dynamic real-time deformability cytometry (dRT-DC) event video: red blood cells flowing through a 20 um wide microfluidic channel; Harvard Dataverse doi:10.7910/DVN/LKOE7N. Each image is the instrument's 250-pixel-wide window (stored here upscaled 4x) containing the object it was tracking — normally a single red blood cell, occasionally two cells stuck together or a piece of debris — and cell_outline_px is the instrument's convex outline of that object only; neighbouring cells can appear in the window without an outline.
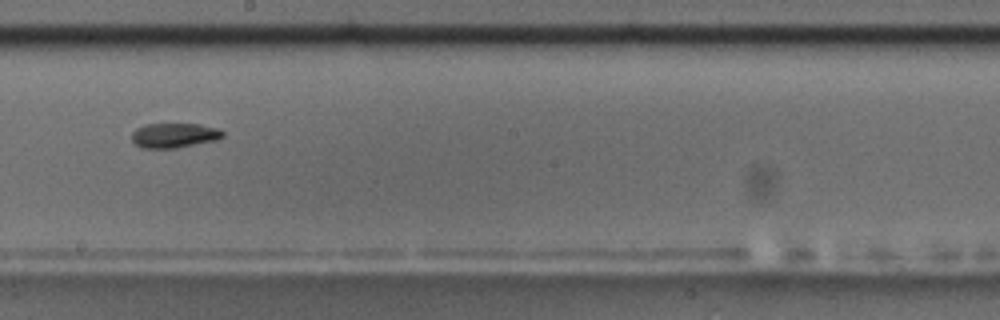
{"species": "common noctule bat (a hibernating species)", "species_latin": "Nyctalus noctula", "temperature_condition": "room temperature", "stored_images_in_passage": 13, "camera_frame_rate_fps": 3000, "um_per_image_px": 0.085, "animal": {"sex": "male", "body_mass_g": 17.5, "forearm_length_mm": 52.3}, "frame": {"image": 1, "passage_image": 6, "time_ms": 6.667, "image_size_px": [1000, 320], "cell_outline_px": [[224, 136], [216, 140], [176, 148], [140, 148], [132, 140], [132, 132], [136, 128], [144, 124], [196, 124], [220, 128], [224, 132]], "centroid_in_image_um": [14.81, 11.5], "position_along_channel_um": 233.4, "area_um2": 13.18}, "authors_computed_cell_mechanics": {"area_um2": 13.3518, "velocity_mm_per_s": 3.5068, "shape_relaxation_time_tau1_ms": 8.8239, "shape_relaxation_time_tau2_ms": 2.5318, "deformation_change_tau1": 0.1961, "deformation_change_tau2": 0.0667}}